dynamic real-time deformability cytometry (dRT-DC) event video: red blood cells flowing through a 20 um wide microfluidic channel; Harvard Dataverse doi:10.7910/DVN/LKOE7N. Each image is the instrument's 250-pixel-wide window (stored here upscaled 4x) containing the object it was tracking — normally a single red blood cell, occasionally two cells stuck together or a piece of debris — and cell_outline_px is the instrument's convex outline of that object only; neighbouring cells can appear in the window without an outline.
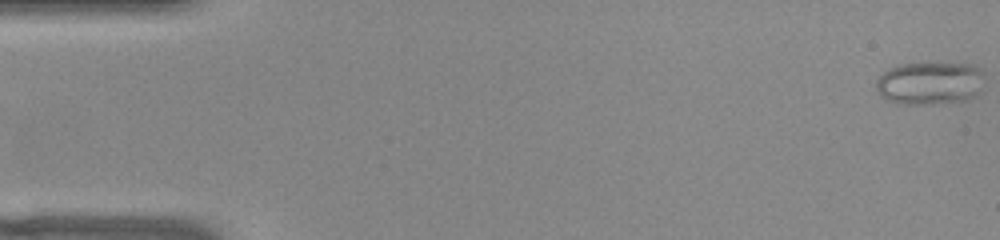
{"species": "common noctule bat (a hibernating species)", "species_latin": "Nyctalus noctula", "temperature_condition": "warm", "stored_images_in_passage": 53, "camera_frame_rate_fps": 3000, "um_per_image_px": 0.085, "animal": {"sex": "female", "body_mass_g": 22.0, "forearm_length_mm": 56.7}, "frame": {"image": 1, "passage_image": 1, "time_ms": 0.0, "image_size_px": [1000, 240], "cell_outline_px": [[984, 76], [976, 92], [972, 96], [964, 100], [932, 104], [896, 104], [884, 100], [880, 96], [876, 88], [876, 80], [888, 68], [896, 64], [924, 60], [928, 60], [972, 64], [980, 68]], "centroid_in_image_um": [78.96, 7.0], "position_along_channel_um": 6.0, "area_um2": 28.09}}
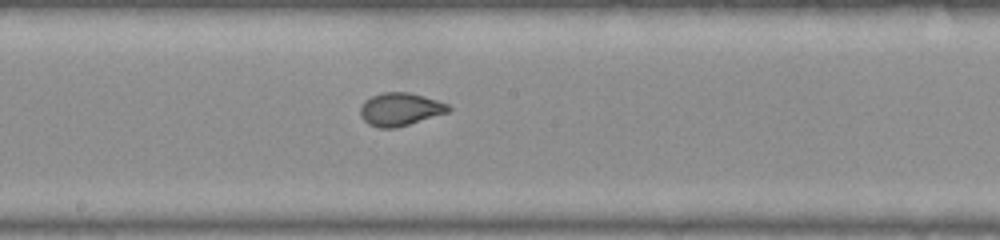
{"frame": {"image": 2, "passage_image": 28, "time_ms": 9.0, "image_size_px": [1000, 240], "cell_outline_px": [[452, 108], [448, 112], [396, 128], [380, 128], [368, 124], [360, 116], [360, 108], [364, 100], [380, 92], [408, 92], [424, 96], [448, 104]], "centroid_in_image_um": [33.99, 9.28], "position_along_channel_um": 214.2, "area_um2": 16.94}}
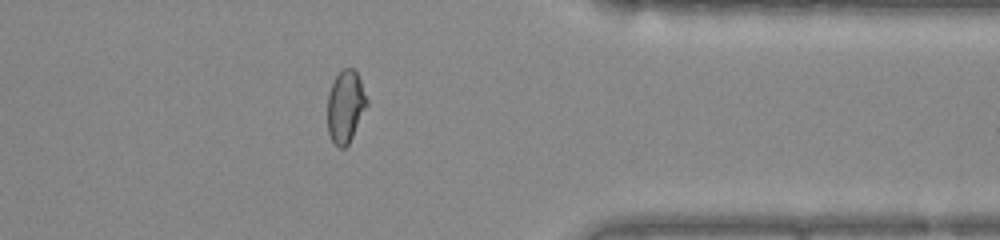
{"frame": {"image": 3, "passage_image": 42, "time_ms": 13.667, "image_size_px": [1000, 240], "cell_outline_px": [[368, 104], [348, 144], [344, 148], [340, 148], [332, 140], [328, 132], [328, 92], [336, 76], [344, 68], [352, 68], [356, 72], [360, 80], [368, 100]], "centroid_in_image_um": [29.37, 9.04], "position_along_channel_um": 382.0, "area_um2": 16.3}}